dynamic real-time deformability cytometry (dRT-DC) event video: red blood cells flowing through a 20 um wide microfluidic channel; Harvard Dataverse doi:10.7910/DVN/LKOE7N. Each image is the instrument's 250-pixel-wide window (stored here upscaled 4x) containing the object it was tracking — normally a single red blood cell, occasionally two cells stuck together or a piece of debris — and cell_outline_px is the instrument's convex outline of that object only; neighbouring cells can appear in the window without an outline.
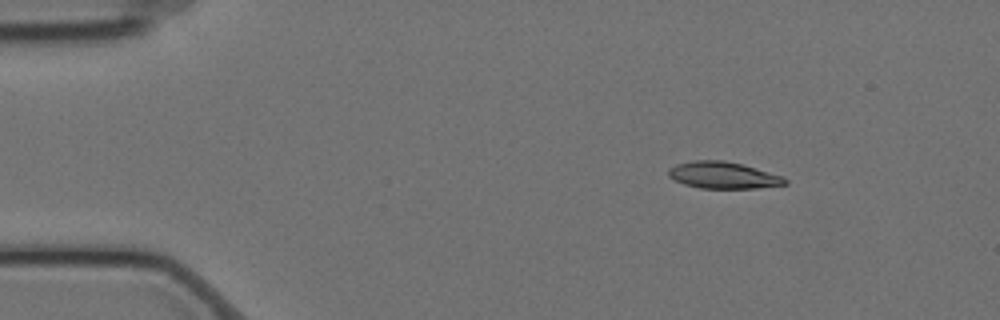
{"species": "Egyptian fruit bat (a non-hibernating species)", "species_latin": "Rousettus aegyptiacus", "temperature_condition": "cold", "stored_images_in_passage": 51, "camera_frame_rate_fps": 3000, "um_per_image_px": 0.085, "animal": {"sex": "female"}, "frame": {"image": 1, "passage_image": 1, "time_ms": 0.0, "image_size_px": [1000, 320], "cell_outline_px": [[788, 184], [756, 188], [700, 188], [684, 184], [668, 176], [668, 168], [676, 164], [696, 160], [724, 160], [740, 164], [784, 176], [788, 180]], "centroid_in_image_um": [61.48, 14.89], "position_along_channel_um": 23.5, "area_um2": 18.09}}
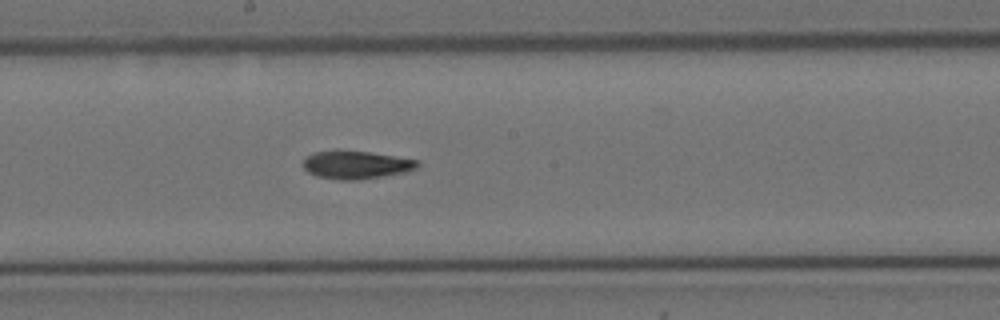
{"frame": {"image": 2, "passage_image": 24, "time_ms": 7.667, "image_size_px": [1000, 320], "cell_outline_px": [[420, 164], [416, 168], [404, 172], [356, 180], [340, 180], [316, 176], [308, 172], [304, 168], [304, 156], [312, 152], [336, 148], [368, 152], [420, 160]], "centroid_in_image_um": [30.2, 13.97], "position_along_channel_um": 218.0, "area_um2": 19.02}}
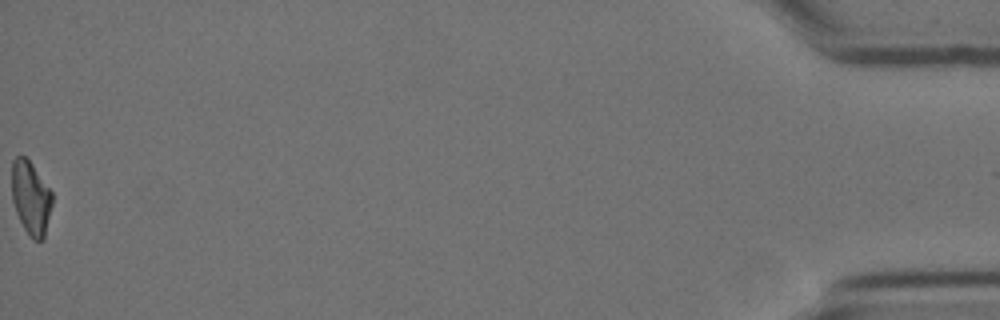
{"frame": {"image": 3, "passage_image": 51, "time_ms": 16.667, "image_size_px": [1000, 320], "cell_outline_px": [[52, 204], [44, 240], [32, 240], [24, 228], [16, 212], [12, 200], [12, 160], [16, 156], [24, 156], [32, 164], [52, 192]], "centroid_in_image_um": [2.62, 16.83], "position_along_channel_um": 432.6, "area_um2": 17.28}, "authors_computed_cell_mechanics": {"area_um2": 18.496, "velocity_mm_per_s": 3.5053, "shape_relaxation_time_tau1_ms": 6.4367, "shape_relaxation_time_tau2_ms": 8.131, "deformation_change_tau1": 0.1835, "deformation_change_tau2": 0.1489}}